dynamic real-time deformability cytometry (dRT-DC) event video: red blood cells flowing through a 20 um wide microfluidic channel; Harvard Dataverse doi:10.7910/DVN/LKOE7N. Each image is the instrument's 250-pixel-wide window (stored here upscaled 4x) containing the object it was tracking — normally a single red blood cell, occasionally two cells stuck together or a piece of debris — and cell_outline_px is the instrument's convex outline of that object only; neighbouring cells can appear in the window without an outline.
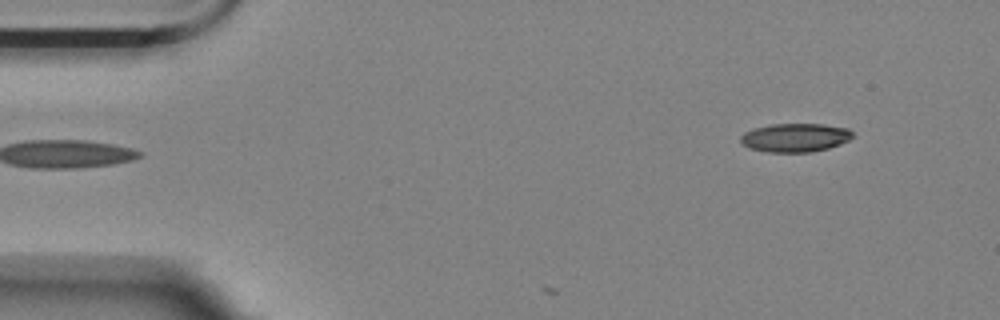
{"species": "Egyptian fruit bat (a non-hibernating species)", "species_latin": "Rousettus aegyptiacus", "temperature_condition": "room temperature", "stored_images_in_passage": 4, "camera_frame_rate_fps": 3000, "um_per_image_px": 0.085, "animal": {"sex": "female"}, "frame": {"image": 1, "passage_image": 4, "time_ms": 4.0, "image_size_px": [1000, 320], "cell_outline_px": [[852, 136], [848, 140], [840, 144], [828, 148], [812, 152], [768, 152], [748, 148], [740, 140], [740, 136], [744, 132], [756, 128], [772, 124], [820, 124], [848, 128], [852, 132]], "centroid_in_image_um": [67.58, 11.7], "position_along_channel_um": 17.4, "area_um2": 18.55}}